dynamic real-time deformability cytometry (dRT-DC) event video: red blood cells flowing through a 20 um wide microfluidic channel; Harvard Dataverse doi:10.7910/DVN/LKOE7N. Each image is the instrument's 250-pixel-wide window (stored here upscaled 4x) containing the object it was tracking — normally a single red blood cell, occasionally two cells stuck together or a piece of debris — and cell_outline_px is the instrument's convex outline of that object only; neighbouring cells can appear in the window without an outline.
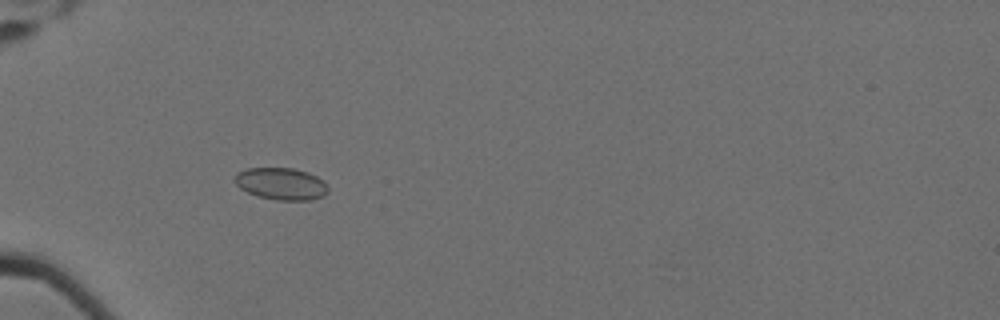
{"species": "Egyptian fruit bat (a non-hibernating species)", "species_latin": "Rousettus aegyptiacus", "temperature_condition": "cold", "stored_images_in_passage": 47, "camera_frame_rate_fps": 3000, "um_per_image_px": 0.085, "animal": {"sex": "female"}, "frame": {"image": 1, "passage_image": 10, "time_ms": 3.0, "image_size_px": [1000, 320], "cell_outline_px": [[328, 192], [324, 196], [308, 200], [276, 200], [260, 196], [248, 192], [240, 188], [236, 184], [236, 172], [248, 168], [296, 168], [308, 172], [324, 180], [328, 188]], "centroid_in_image_um": [23.94, 15.61], "position_along_channel_um": 61.1, "area_um2": 17.4}}
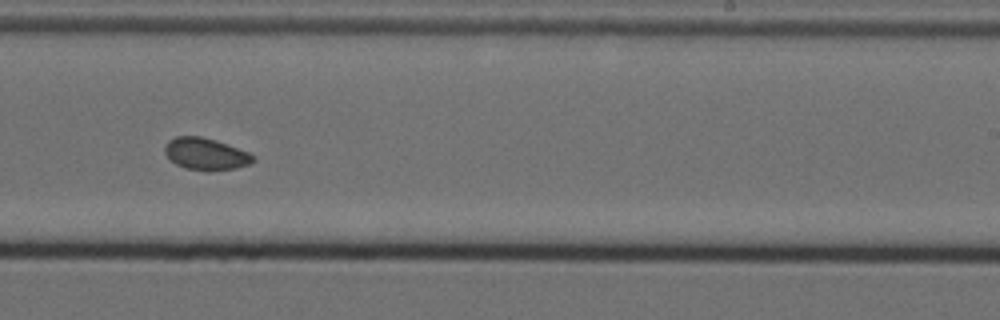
{"frame": {"image": 2, "passage_image": 29, "time_ms": 9.333, "image_size_px": [1000, 320], "cell_outline_px": [[256, 160], [248, 164], [236, 168], [208, 172], [184, 168], [176, 164], [164, 152], [164, 148], [168, 140], [176, 136], [200, 136], [216, 140], [248, 152], [256, 156]], "centroid_in_image_um": [17.5, 13.1], "position_along_channel_um": 271.5, "area_um2": 16.59}}
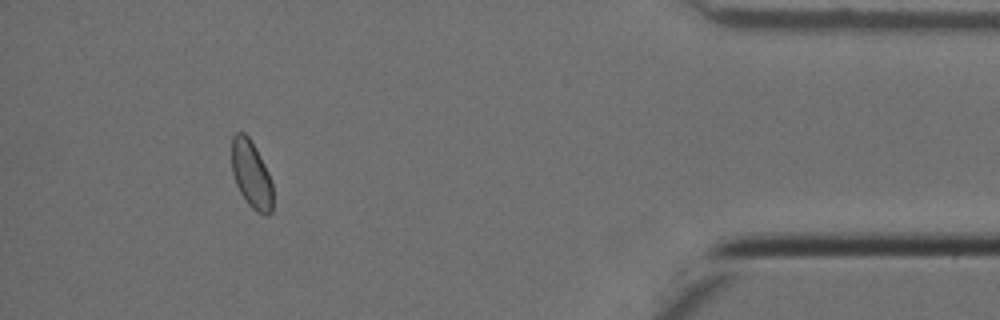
{"frame": {"image": 3, "passage_image": 45, "time_ms": 14.667, "image_size_px": [1000, 320], "cell_outline_px": [[272, 212], [268, 216], [264, 216], [256, 212], [248, 204], [240, 192], [236, 184], [232, 172], [232, 136], [236, 132], [244, 132], [248, 136], [256, 148], [268, 172], [272, 184]], "centroid_in_image_um": [21.36, 14.85], "position_along_channel_um": 413.8, "area_um2": 16.24}}